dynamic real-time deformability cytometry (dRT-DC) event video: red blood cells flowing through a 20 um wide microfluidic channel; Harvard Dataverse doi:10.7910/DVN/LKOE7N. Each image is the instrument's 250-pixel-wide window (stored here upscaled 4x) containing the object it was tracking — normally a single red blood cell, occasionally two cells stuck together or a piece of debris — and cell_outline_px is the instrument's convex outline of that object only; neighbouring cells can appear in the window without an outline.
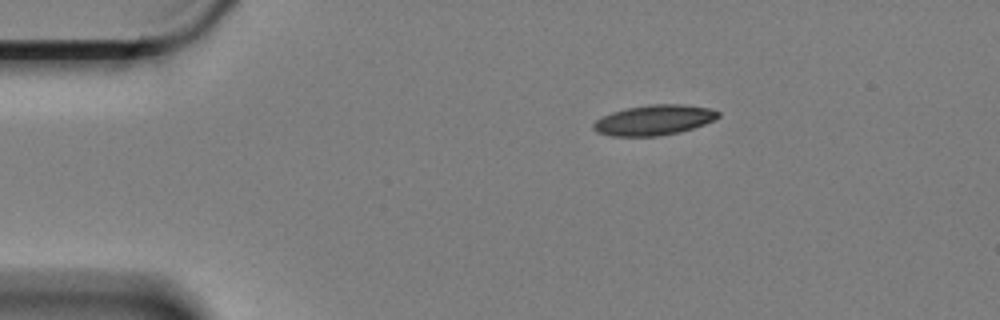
{"species": "Egyptian fruit bat (a non-hibernating species)", "species_latin": "Rousettus aegyptiacus", "temperature_condition": "cold", "stored_images_in_passage": 2, "camera_frame_rate_fps": 3000, "um_per_image_px": 0.085, "animal": {"sex": "female"}, "frame": {"image": 1, "passage_image": 1, "time_ms": 0.0, "image_size_px": [1000, 320], "cell_outline_px": [[720, 116], [704, 124], [692, 128], [676, 132], [656, 136], [612, 136], [596, 132], [592, 128], [592, 124], [596, 120], [612, 112], [628, 108], [652, 104], [684, 104], [708, 108], [720, 112]], "centroid_in_image_um": [55.57, 10.2], "position_along_channel_um": 29.4, "area_um2": 21.68}}